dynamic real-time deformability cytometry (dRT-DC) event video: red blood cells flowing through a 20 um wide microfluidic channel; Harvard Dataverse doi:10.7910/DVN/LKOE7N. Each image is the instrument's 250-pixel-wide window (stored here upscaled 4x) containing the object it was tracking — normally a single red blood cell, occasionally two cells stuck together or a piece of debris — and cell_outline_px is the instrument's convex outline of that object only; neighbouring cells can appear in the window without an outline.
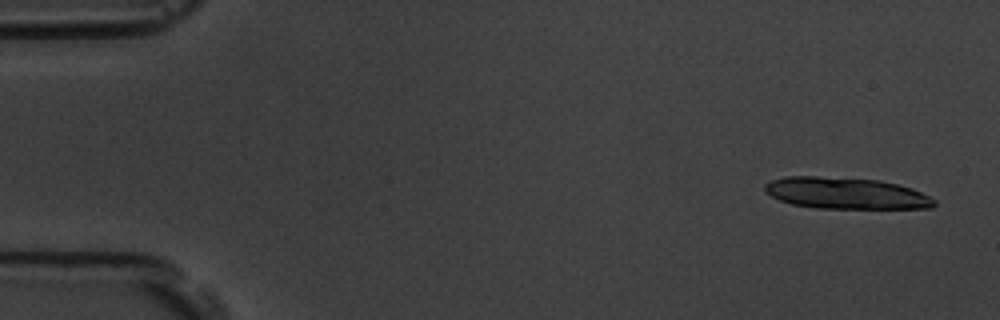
{"species": "common noctule bat (a hibernating species)", "species_latin": "Nyctalus noctula", "temperature_condition": "room temperature", "stored_images_in_passage": 5, "camera_frame_rate_fps": 3000, "um_per_image_px": 0.085, "animal": {"sex": "male", "body_mass_g": 19.5, "forearm_length_mm": 54.6}, "frame": {"image": 1, "passage_image": 1, "time_ms": 0.0, "image_size_px": [1000, 320], "cell_outline_px": [[936, 204], [932, 208], [816, 208], [792, 204], [780, 200], [764, 192], [764, 184], [772, 180], [784, 176], [816, 176], [880, 180], [912, 188], [936, 200]], "centroid_in_image_um": [71.88, 16.42], "position_along_channel_um": 13.1, "area_um2": 31.04}}